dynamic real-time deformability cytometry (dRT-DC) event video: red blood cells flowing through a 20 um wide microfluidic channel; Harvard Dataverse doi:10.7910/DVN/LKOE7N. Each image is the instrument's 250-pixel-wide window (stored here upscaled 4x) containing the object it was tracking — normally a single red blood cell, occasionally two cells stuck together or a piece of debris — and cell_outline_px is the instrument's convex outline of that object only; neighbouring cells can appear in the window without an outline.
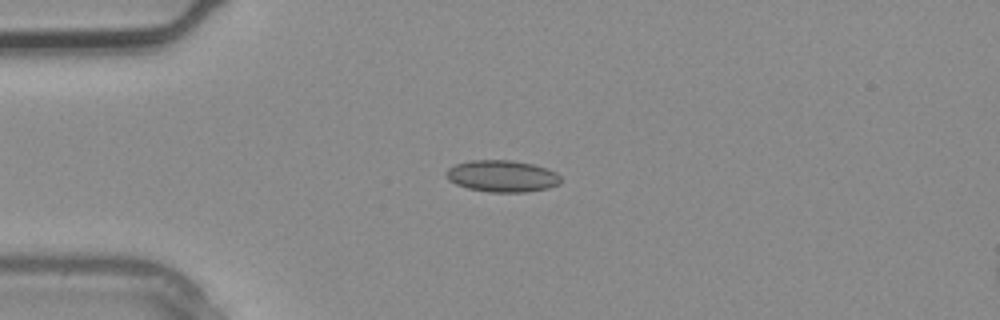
{"species": "common noctule bat (a hibernating species)", "species_latin": "Nyctalus noctula", "temperature_condition": "warm", "stored_images_in_passage": 3, "camera_frame_rate_fps": 3000, "um_per_image_px": 0.085, "animal": {"sex": "male", "body_mass_g": 20.4}, "frame": {"image": 1, "passage_image": 2, "time_ms": 0.333, "image_size_px": [1000, 320], "cell_outline_px": [[560, 184], [548, 188], [524, 192], [488, 192], [468, 188], [456, 184], [448, 180], [444, 172], [448, 168], [456, 164], [468, 160], [512, 160], [532, 164], [548, 168], [556, 172], [560, 176]], "centroid_in_image_um": [42.67, 14.96], "position_along_channel_um": 42.3, "area_um2": 21.33}}